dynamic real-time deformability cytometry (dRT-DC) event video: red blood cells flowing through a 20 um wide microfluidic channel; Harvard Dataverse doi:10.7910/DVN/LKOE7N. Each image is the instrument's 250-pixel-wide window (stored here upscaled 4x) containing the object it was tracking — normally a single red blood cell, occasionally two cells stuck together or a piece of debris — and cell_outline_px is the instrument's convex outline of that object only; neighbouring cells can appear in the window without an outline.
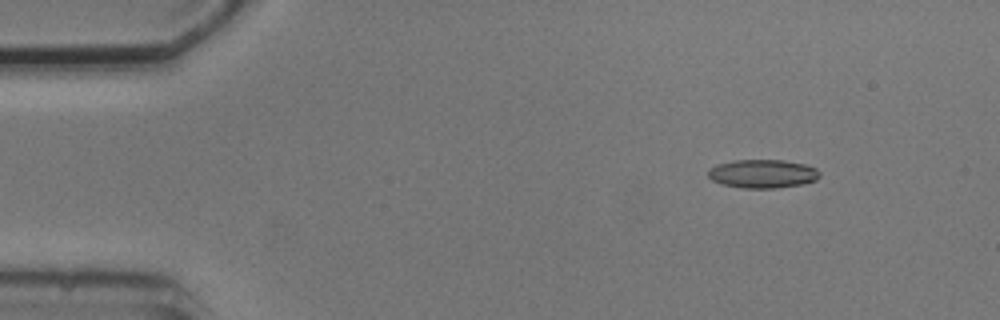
{"species": "common noctule bat (a hibernating species)", "species_latin": "Nyctalus noctula", "temperature_condition": "cold", "stored_images_in_passage": 4, "camera_frame_rate_fps": 3000, "um_per_image_px": 0.085, "animal": {"sex": "male", "body_mass_g": 20.5, "forearm_length_mm": 52.5}, "frame": {"image": 1, "passage_image": 1, "time_ms": 0.0, "image_size_px": [1000, 320], "cell_outline_px": [[820, 176], [816, 180], [800, 184], [776, 188], [744, 188], [720, 184], [712, 180], [708, 176], [708, 168], [720, 164], [736, 160], [784, 160], [804, 164], [816, 168], [820, 172]], "centroid_in_image_um": [64.82, 14.77], "position_along_channel_um": 20.2, "area_um2": 18.5}}